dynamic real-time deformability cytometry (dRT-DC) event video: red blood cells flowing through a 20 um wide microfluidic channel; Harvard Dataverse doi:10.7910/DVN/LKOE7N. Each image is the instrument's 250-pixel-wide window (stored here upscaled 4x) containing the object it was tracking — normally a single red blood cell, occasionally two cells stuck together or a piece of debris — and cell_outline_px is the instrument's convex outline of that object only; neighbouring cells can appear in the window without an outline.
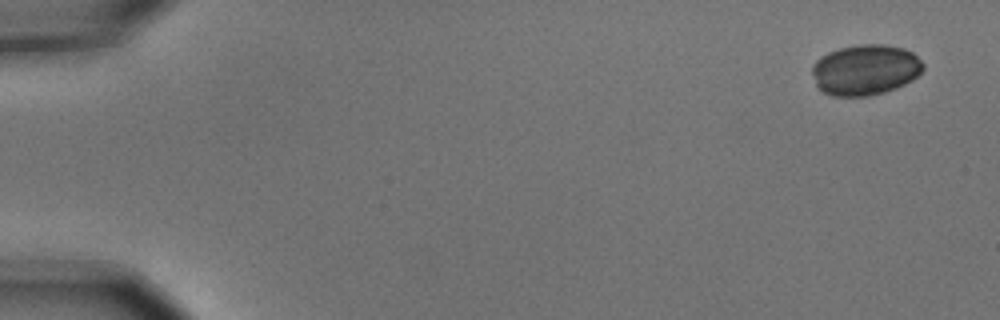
{"species": "common noctule bat (a hibernating species)", "species_latin": "Nyctalus noctula", "temperature_condition": "cold", "stored_images_in_passage": 5, "camera_frame_rate_fps": 3000, "um_per_image_px": 0.085, "animal": {"sex": "male", "body_mass_g": 15.6}, "frame": {"image": 1, "passage_image": 1, "time_ms": 0.0, "image_size_px": [1000, 320], "cell_outline_px": [[924, 68], [912, 80], [896, 88], [884, 92], [868, 96], [832, 96], [824, 92], [816, 84], [812, 72], [812, 64], [820, 56], [828, 52], [840, 48], [860, 44], [884, 44], [904, 48], [912, 52], [924, 64]], "centroid_in_image_um": [73.54, 5.93], "position_along_channel_um": 11.5, "area_um2": 32.77}}
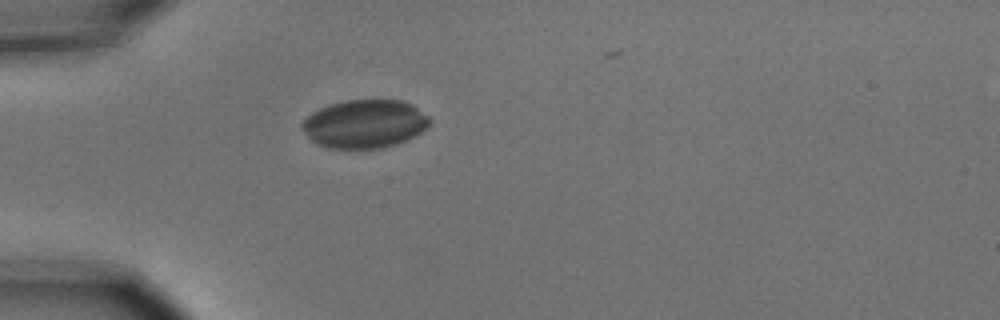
{"frame": {"image": 2, "passage_image": 5, "time_ms": 1.333, "image_size_px": [1000, 320], "cell_outline_px": [[432, 120], [420, 132], [408, 140], [384, 148], [328, 148], [316, 144], [300, 128], [300, 124], [312, 112], [328, 104], [344, 100], [404, 100], [412, 104], [428, 116]], "centroid_in_image_um": [30.98, 10.52], "position_along_channel_um": 54.0, "area_um2": 36.07}}